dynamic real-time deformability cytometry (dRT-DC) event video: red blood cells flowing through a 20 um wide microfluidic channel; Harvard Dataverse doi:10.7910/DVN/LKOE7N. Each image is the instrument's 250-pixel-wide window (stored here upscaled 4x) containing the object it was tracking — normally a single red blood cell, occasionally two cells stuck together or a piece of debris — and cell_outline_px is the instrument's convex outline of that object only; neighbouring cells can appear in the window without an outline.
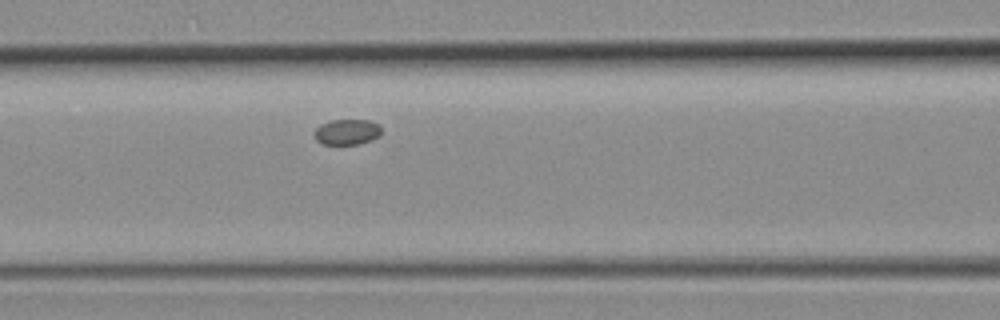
{"species": "common noctule bat (a hibernating species)", "species_latin": "Nyctalus noctula", "temperature_condition": "room temperature", "stored_images_in_passage": 5, "camera_frame_rate_fps": 3000, "um_per_image_px": 0.085, "animal": {"sex": "female", "body_mass_g": 19.3, "forearm_length_mm": 54.1}, "frame": {"image": 1, "passage_image": 5, "time_ms": 1.333, "image_size_px": [1000, 320], "cell_outline_px": [[380, 136], [372, 140], [360, 144], [324, 144], [316, 140], [312, 132], [320, 124], [332, 120], [368, 120], [380, 124]], "centroid_in_image_um": [29.49, 11.21], "position_along_channel_um": 137.1, "area_um2": 10.12}}